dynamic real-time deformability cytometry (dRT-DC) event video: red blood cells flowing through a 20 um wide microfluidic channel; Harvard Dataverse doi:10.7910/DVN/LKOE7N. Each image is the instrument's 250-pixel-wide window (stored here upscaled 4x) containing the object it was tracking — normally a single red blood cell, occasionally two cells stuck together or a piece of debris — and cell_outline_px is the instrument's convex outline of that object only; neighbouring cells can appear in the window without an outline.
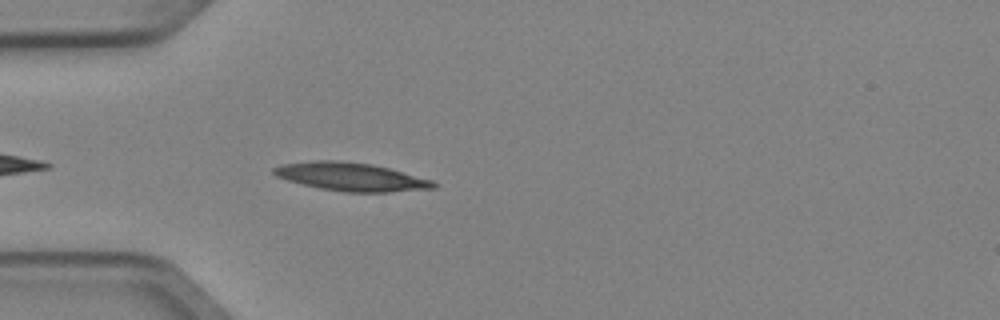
{"species": "Egyptian fruit bat (a non-hibernating species)", "species_latin": "Rousettus aegyptiacus", "temperature_condition": "cold", "stored_images_in_passage": 3, "camera_frame_rate_fps": 3000, "um_per_image_px": 0.085, "animal": {"sex": "female"}, "frame": {"image": 1, "passage_image": 3, "time_ms": 0.667, "image_size_px": [1000, 320], "cell_outline_px": [[436, 188], [388, 192], [344, 192], [320, 188], [288, 180], [276, 176], [272, 172], [272, 168], [280, 164], [312, 160], [340, 160], [372, 164], [388, 168], [432, 180], [436, 184]], "centroid_in_image_um": [29.8, 15.01], "position_along_channel_um": 55.2, "area_um2": 26.24}}